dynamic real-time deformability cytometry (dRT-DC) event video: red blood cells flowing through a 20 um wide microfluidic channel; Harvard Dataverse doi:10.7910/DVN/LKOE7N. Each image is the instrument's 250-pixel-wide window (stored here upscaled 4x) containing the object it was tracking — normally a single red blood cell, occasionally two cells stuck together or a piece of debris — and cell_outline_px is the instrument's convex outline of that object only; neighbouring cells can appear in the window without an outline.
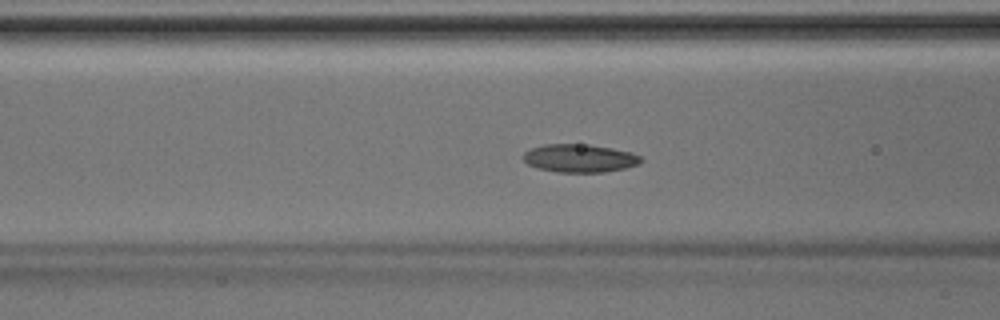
{"species": "Egyptian fruit bat (a non-hibernating species)", "species_latin": "Rousettus aegyptiacus", "temperature_condition": "room temperature", "stored_images_in_passage": 35, "camera_frame_rate_fps": 3000, "um_per_image_px": 0.085, "animal": {"sex": "male"}, "frame": {"image": 1, "passage_image": 8, "time_ms": 2.333, "image_size_px": [1000, 320], "cell_outline_px": [[644, 160], [640, 164], [624, 168], [604, 172], [556, 172], [536, 168], [528, 164], [520, 156], [524, 152], [532, 148], [544, 144], [588, 144], [612, 148], [632, 152], [640, 156]], "centroid_in_image_um": [49.26, 13.45], "position_along_channel_um": 117.3, "area_um2": 19.48}}
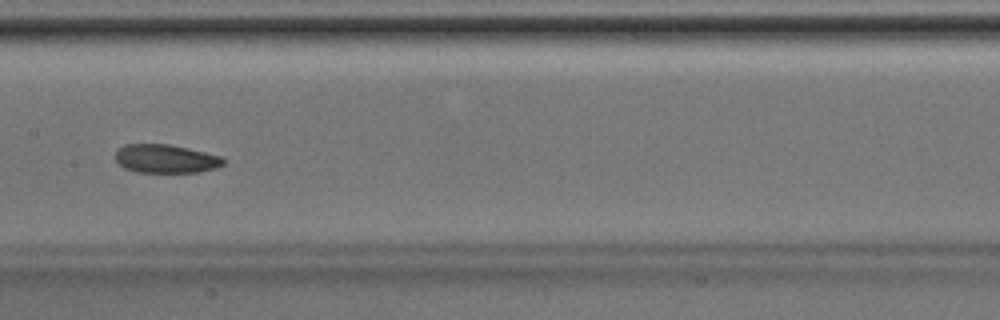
{"frame": {"image": 2, "passage_image": 13, "time_ms": 4.0, "image_size_px": [1000, 320], "cell_outline_px": [[224, 164], [216, 168], [200, 172], [136, 172], [124, 168], [116, 160], [116, 152], [124, 144], [168, 144], [188, 148], [220, 156], [224, 160]], "centroid_in_image_um": [14.09, 13.49], "position_along_channel_um": 193.3, "area_um2": 17.86}}
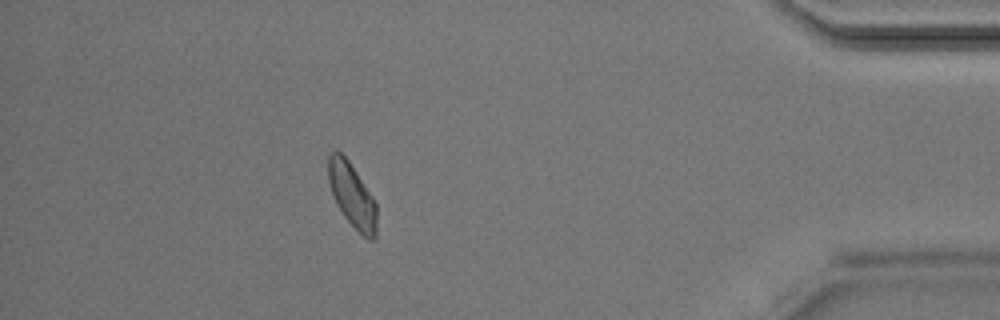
{"frame": {"image": 3, "passage_image": 30, "time_ms": 9.667, "image_size_px": [1000, 320], "cell_outline_px": [[376, 236], [372, 240], [368, 240], [344, 216], [336, 204], [328, 180], [328, 156], [332, 152], [340, 152], [348, 160], [372, 196], [376, 204]], "centroid_in_image_um": [29.92, 16.61], "position_along_channel_um": 405.3, "area_um2": 17.69}}